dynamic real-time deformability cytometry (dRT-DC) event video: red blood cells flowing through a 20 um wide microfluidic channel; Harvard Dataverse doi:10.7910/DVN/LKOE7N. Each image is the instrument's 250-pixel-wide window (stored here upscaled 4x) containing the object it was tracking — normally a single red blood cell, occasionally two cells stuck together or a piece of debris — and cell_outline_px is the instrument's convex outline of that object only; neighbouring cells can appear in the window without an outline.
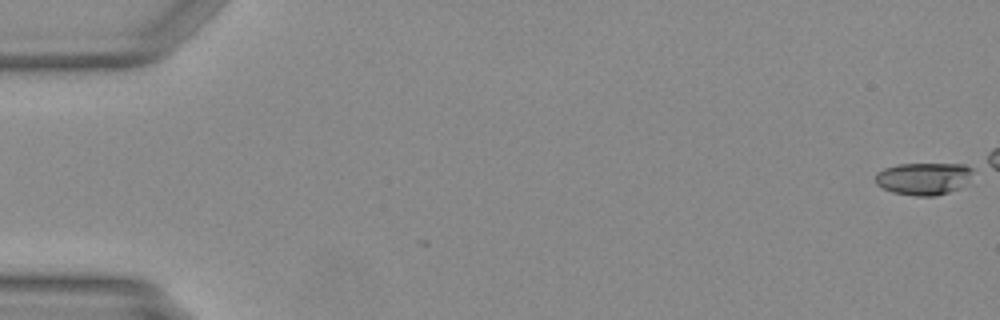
{"species": "Egyptian fruit bat (a non-hibernating species)", "species_latin": "Rousettus aegyptiacus", "temperature_condition": "warm", "stored_images_in_passage": 3, "camera_frame_rate_fps": 3000, "um_per_image_px": 0.085, "animal": {"sex": "female"}, "frame": {"image": 1, "passage_image": 1, "time_ms": 0.0, "image_size_px": [1000, 320], "cell_outline_px": [[972, 172], [960, 188], [936, 196], [916, 196], [892, 192], [876, 184], [876, 172], [884, 168], [896, 164], [964, 164], [972, 168]], "centroid_in_image_um": [78.46, 15.18], "position_along_channel_um": 6.5, "area_um2": 18.21}}